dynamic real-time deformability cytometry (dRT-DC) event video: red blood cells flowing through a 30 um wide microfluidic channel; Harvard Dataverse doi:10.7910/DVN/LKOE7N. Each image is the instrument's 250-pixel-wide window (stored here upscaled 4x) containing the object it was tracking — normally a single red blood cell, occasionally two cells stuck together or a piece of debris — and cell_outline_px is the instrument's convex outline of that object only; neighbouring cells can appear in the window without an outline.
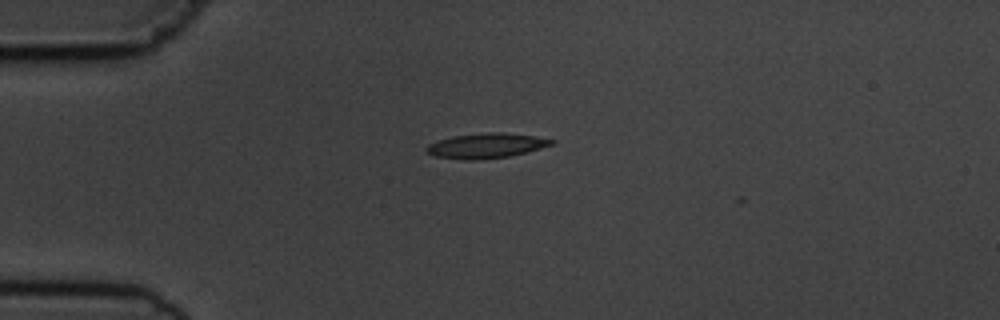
{"species": "common noctule bat (a hibernating species)", "species_latin": "Nyctalus noctula", "temperature_condition": "cold", "stored_images_in_passage": 7, "camera_frame_rate_fps": 3000, "um_per_image_px": 0.085, "animal": {"sex": "male", "body_mass_g": 19.5, "forearm_length_mm": 54.6}, "frame": {"image": 1, "passage_image": 1, "time_ms": 0.0, "image_size_px": [1000, 320], "cell_outline_px": [[556, 144], [508, 156], [480, 160], [468, 160], [436, 156], [428, 152], [424, 148], [428, 144], [452, 136], [488, 132], [504, 132], [536, 136], [556, 140]], "centroid_in_image_um": [41.36, 12.37], "position_along_channel_um": 43.6, "area_um2": 18.09}}
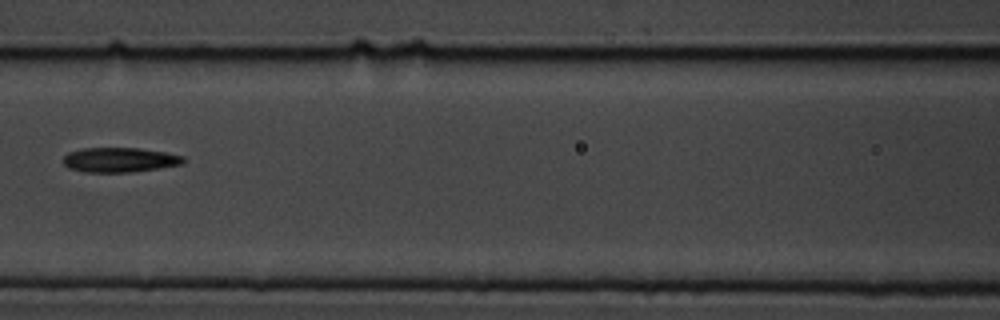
{"frame": {"image": 2, "passage_image": 4, "time_ms": 3.667, "image_size_px": [1000, 320], "cell_outline_px": [[184, 164], [160, 168], [132, 172], [84, 172], [68, 168], [64, 164], [64, 156], [68, 152], [84, 148], [140, 148], [164, 152], [184, 156]], "centroid_in_image_um": [10.18, 13.59], "position_along_channel_um": 156.4, "area_um2": 17.34}}
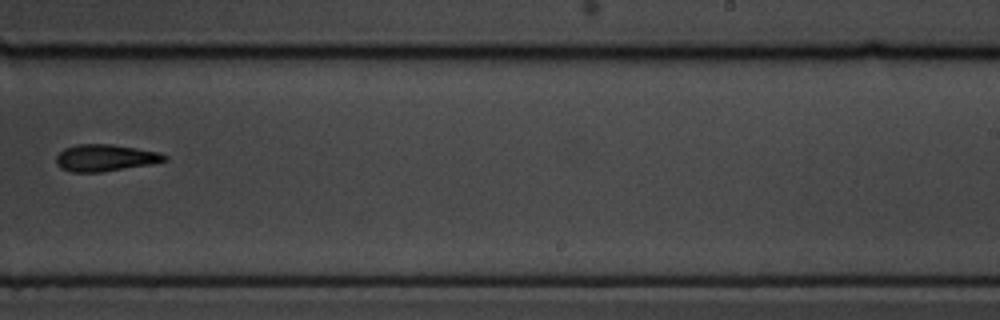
{"frame": {"image": 3, "passage_image": 7, "time_ms": 7.0, "image_size_px": [1000, 320], "cell_outline_px": [[168, 160], [152, 164], [100, 172], [72, 172], [60, 168], [56, 164], [56, 156], [64, 148], [76, 144], [112, 144], [160, 152], [168, 156]], "centroid_in_image_um": [8.95, 13.41], "position_along_channel_um": 280.1, "area_um2": 17.05}}